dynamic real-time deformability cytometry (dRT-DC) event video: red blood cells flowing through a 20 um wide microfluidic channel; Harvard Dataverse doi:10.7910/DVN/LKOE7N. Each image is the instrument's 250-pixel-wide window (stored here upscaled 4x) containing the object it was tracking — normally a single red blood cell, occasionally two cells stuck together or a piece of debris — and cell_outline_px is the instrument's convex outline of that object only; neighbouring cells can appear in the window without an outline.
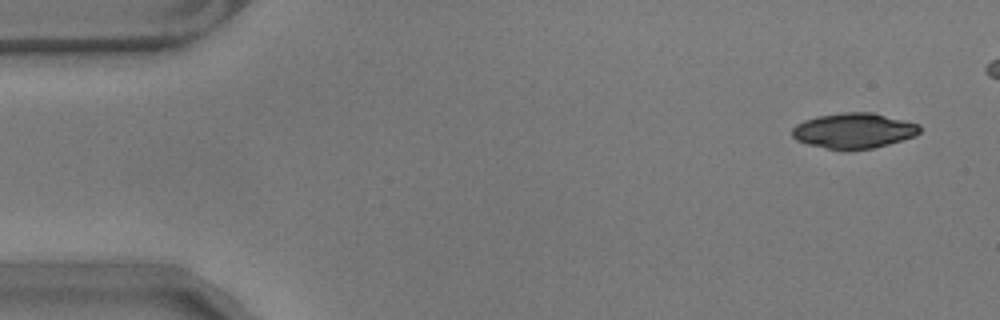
{"species": "common noctule bat (a hibernating species)", "species_latin": "Nyctalus noctula", "temperature_condition": "warm", "stored_images_in_passage": 49, "camera_frame_rate_fps": 3000, "um_per_image_px": 0.085, "animal": {"sex": "male", "body_mass_g": 17.9}, "frame": {"image": 1, "passage_image": 3, "time_ms": 0.667, "image_size_px": [1000, 320], "cell_outline_px": [[920, 132], [916, 136], [888, 144], [872, 148], [828, 148], [808, 144], [796, 140], [792, 136], [792, 128], [796, 124], [804, 120], [816, 116], [844, 112], [872, 112], [920, 124]], "centroid_in_image_um": [72.57, 11.08], "position_along_channel_um": 12.4, "area_um2": 25.95}}
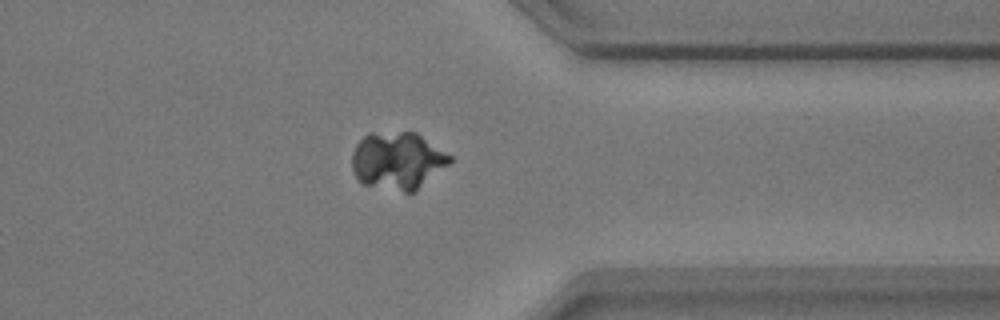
{"frame": {"image": 2, "passage_image": 44, "time_ms": 14.333, "image_size_px": [1000, 320], "cell_outline_px": [[452, 160], [448, 164], [416, 192], [404, 192], [364, 184], [356, 176], [352, 168], [352, 152], [356, 144], [368, 132], [416, 132], [452, 156]], "centroid_in_image_um": [33.79, 13.65], "position_along_channel_um": 377.6, "area_um2": 32.71}}